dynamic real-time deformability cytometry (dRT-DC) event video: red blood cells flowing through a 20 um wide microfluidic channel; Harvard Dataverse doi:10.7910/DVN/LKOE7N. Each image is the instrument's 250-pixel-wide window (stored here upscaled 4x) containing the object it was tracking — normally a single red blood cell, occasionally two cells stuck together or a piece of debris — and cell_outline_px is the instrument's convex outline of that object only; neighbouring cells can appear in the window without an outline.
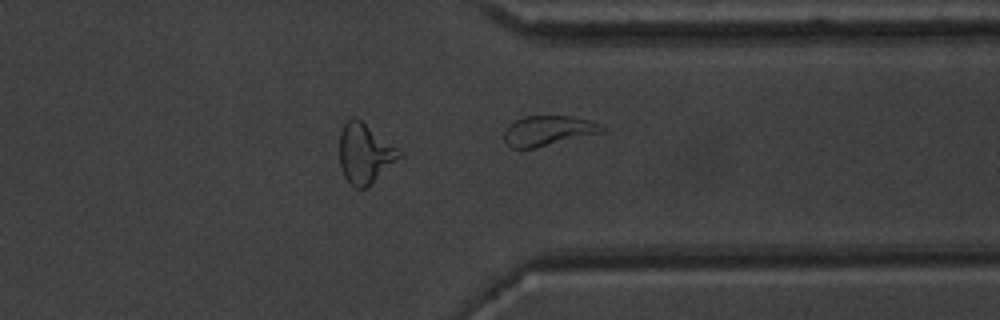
{"species": "common noctule bat (a hibernating species)", "species_latin": "Nyctalus noctula", "temperature_condition": "warm", "stored_images_in_passage": 37, "camera_frame_rate_fps": 3000, "um_per_image_px": 0.085, "animal": {"sex": "male", "body_mass_g": 20.1, "forearm_length_mm": 53.5}, "frame": {"image": 1, "passage_image": 37, "time_ms": 12.0, "image_size_px": [1000, 320], "cell_outline_px": [[604, 132], [536, 148], [512, 148], [504, 140], [504, 128], [508, 124], [524, 116], [572, 116], [588, 120], [600, 124], [604, 128]], "centroid_in_image_um": [46.57, 11.11], "position_along_channel_um": 364.8, "area_um2": 17.17}}